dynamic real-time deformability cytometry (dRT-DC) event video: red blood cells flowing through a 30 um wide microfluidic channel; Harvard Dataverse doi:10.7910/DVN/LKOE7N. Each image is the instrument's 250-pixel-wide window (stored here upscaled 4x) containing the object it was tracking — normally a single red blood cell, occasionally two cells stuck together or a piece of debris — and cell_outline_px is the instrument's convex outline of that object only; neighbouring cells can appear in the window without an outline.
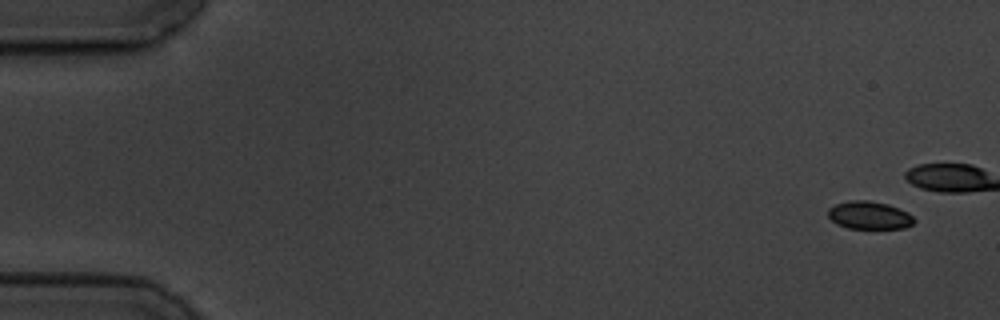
{"species": "common noctule bat (a hibernating species)", "species_latin": "Nyctalus noctula", "temperature_condition": "cold", "stored_images_in_passage": 6, "camera_frame_rate_fps": 3000, "um_per_image_px": 0.085, "animal": {"sex": "male", "body_mass_g": 19.5, "forearm_length_mm": 54.6}, "frame": {"image": 1, "passage_image": 1, "time_ms": 0.0, "image_size_px": [1000, 320], "cell_outline_px": [[916, 220], [912, 224], [904, 228], [848, 228], [836, 224], [828, 216], [828, 208], [836, 204], [848, 200], [868, 200], [888, 204], [908, 212]], "centroid_in_image_um": [73.88, 18.29], "position_along_channel_um": 11.1, "area_um2": 13.99}}
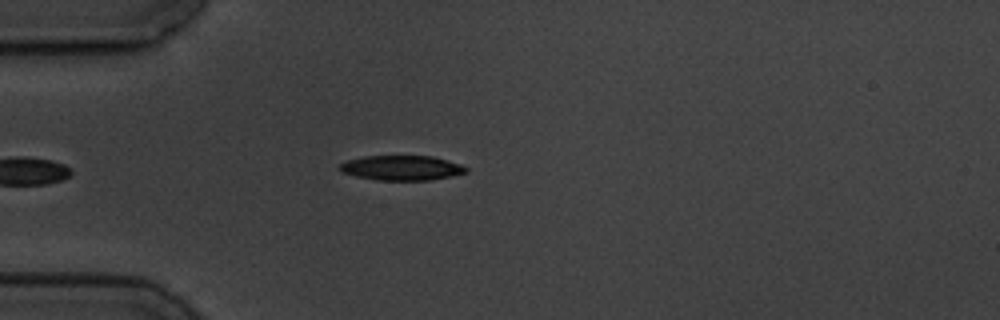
{"frame": {"image": 2, "passage_image": 6, "time_ms": 5.667, "image_size_px": [1000, 320], "cell_outline_px": [[468, 172], [452, 176], [428, 180], [376, 180], [356, 176], [340, 172], [340, 164], [348, 160], [364, 156], [432, 156], [448, 160], [460, 164], [468, 168]], "centroid_in_image_um": [34.16, 14.27], "position_along_channel_um": 50.8, "area_um2": 18.26}}